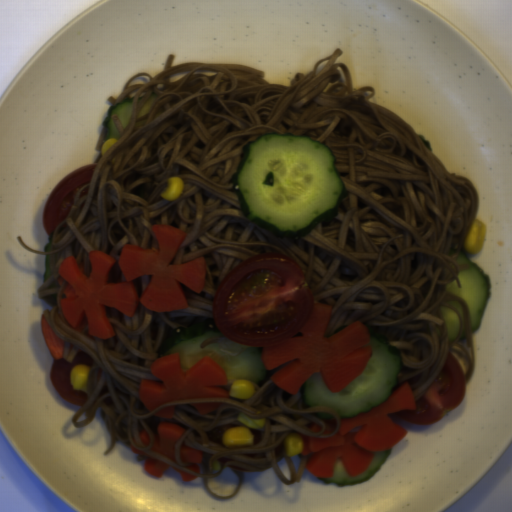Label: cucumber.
<instances>
[{
    "label": "cucumber",
    "mask_w": 512,
    "mask_h": 512,
    "mask_svg": "<svg viewBox=\"0 0 512 512\" xmlns=\"http://www.w3.org/2000/svg\"><path fill=\"white\" fill-rule=\"evenodd\" d=\"M233 188L249 221L277 238L301 237L339 213L345 185L327 145L266 134L243 144Z\"/></svg>",
    "instance_id": "cucumber-1"
},
{
    "label": "cucumber",
    "mask_w": 512,
    "mask_h": 512,
    "mask_svg": "<svg viewBox=\"0 0 512 512\" xmlns=\"http://www.w3.org/2000/svg\"><path fill=\"white\" fill-rule=\"evenodd\" d=\"M372 354L364 370L337 393L327 389L318 372L310 375L298 393L306 408L327 405L342 418H352L379 407L398 383L402 356L388 336L368 333Z\"/></svg>",
    "instance_id": "cucumber-2"
},
{
    "label": "cucumber",
    "mask_w": 512,
    "mask_h": 512,
    "mask_svg": "<svg viewBox=\"0 0 512 512\" xmlns=\"http://www.w3.org/2000/svg\"><path fill=\"white\" fill-rule=\"evenodd\" d=\"M263 346H250L229 340L221 334L214 319L201 318L192 325H178L156 348L157 357L178 353L183 371L202 357L216 362L228 380L244 379L263 385L270 369L262 361Z\"/></svg>",
    "instance_id": "cucumber-3"
},
{
    "label": "cucumber",
    "mask_w": 512,
    "mask_h": 512,
    "mask_svg": "<svg viewBox=\"0 0 512 512\" xmlns=\"http://www.w3.org/2000/svg\"><path fill=\"white\" fill-rule=\"evenodd\" d=\"M457 263L468 265L467 270L459 271L457 275L460 287H458L457 280L454 279L445 285V289L466 302L471 331L475 333L479 329L489 303L491 281L488 275L482 272L480 266L471 261L464 250L459 251Z\"/></svg>",
    "instance_id": "cucumber-4"
},
{
    "label": "cucumber",
    "mask_w": 512,
    "mask_h": 512,
    "mask_svg": "<svg viewBox=\"0 0 512 512\" xmlns=\"http://www.w3.org/2000/svg\"><path fill=\"white\" fill-rule=\"evenodd\" d=\"M392 447L386 450L375 452L372 462L368 469L356 476H348L340 459L335 462L334 473L332 478H319L316 476L320 483L335 484L337 486H349L353 484L362 483L372 477L387 460Z\"/></svg>",
    "instance_id": "cucumber-5"
},
{
    "label": "cucumber",
    "mask_w": 512,
    "mask_h": 512,
    "mask_svg": "<svg viewBox=\"0 0 512 512\" xmlns=\"http://www.w3.org/2000/svg\"><path fill=\"white\" fill-rule=\"evenodd\" d=\"M134 103L135 99L133 96L131 98H124L121 102L110 107L105 119L101 121L102 125L106 129V141L110 138L118 140L121 137L120 132L117 130L113 122L112 115H117L122 127L126 128L133 112Z\"/></svg>",
    "instance_id": "cucumber-6"
},
{
    "label": "cucumber",
    "mask_w": 512,
    "mask_h": 512,
    "mask_svg": "<svg viewBox=\"0 0 512 512\" xmlns=\"http://www.w3.org/2000/svg\"><path fill=\"white\" fill-rule=\"evenodd\" d=\"M441 314L445 320V323L447 325L448 329V340L449 342L455 341L460 332V322L459 318L455 312V310H452L450 308H447L445 306L440 307Z\"/></svg>",
    "instance_id": "cucumber-7"
},
{
    "label": "cucumber",
    "mask_w": 512,
    "mask_h": 512,
    "mask_svg": "<svg viewBox=\"0 0 512 512\" xmlns=\"http://www.w3.org/2000/svg\"><path fill=\"white\" fill-rule=\"evenodd\" d=\"M158 98L159 95L157 93L151 92V95L148 97V99L144 102V104L138 111L137 117H143L144 115L149 113L155 102L158 100Z\"/></svg>",
    "instance_id": "cucumber-8"
},
{
    "label": "cucumber",
    "mask_w": 512,
    "mask_h": 512,
    "mask_svg": "<svg viewBox=\"0 0 512 512\" xmlns=\"http://www.w3.org/2000/svg\"><path fill=\"white\" fill-rule=\"evenodd\" d=\"M447 303H450L460 314L461 316V320H462V332H461V335L459 337V341H463L464 339H466V327H465V314H464V309L461 305V303H459L458 301L456 300H447Z\"/></svg>",
    "instance_id": "cucumber-9"
},
{
    "label": "cucumber",
    "mask_w": 512,
    "mask_h": 512,
    "mask_svg": "<svg viewBox=\"0 0 512 512\" xmlns=\"http://www.w3.org/2000/svg\"><path fill=\"white\" fill-rule=\"evenodd\" d=\"M51 275L50 270V255H45L44 258V274H43V281L46 282Z\"/></svg>",
    "instance_id": "cucumber-10"
}]
</instances>
